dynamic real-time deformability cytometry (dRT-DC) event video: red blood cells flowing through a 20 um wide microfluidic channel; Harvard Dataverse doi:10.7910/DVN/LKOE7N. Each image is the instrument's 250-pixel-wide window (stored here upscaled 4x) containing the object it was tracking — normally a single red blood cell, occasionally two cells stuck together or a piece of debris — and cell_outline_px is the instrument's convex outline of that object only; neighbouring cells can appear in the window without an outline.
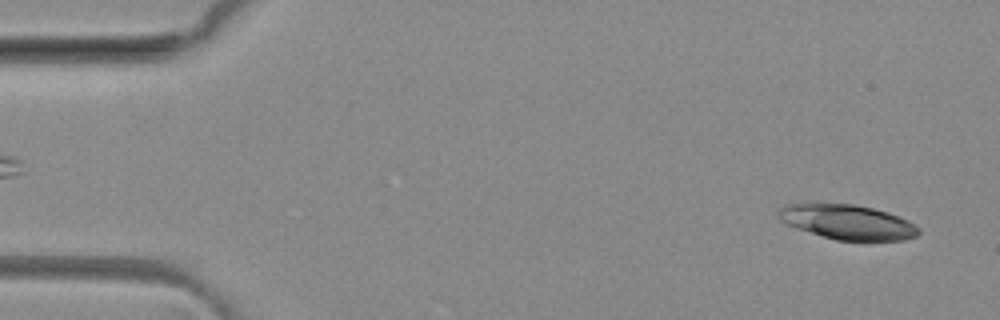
{"species": "common noctule bat (a hibernating species)", "species_latin": "Nyctalus noctula", "temperature_condition": "room temperature", "stored_images_in_passage": 20, "camera_frame_rate_fps": 3000, "um_per_image_px": 0.085, "animal": {"sex": "female", "body_mass_g": 29.2, "forearm_length_mm": 56.3}, "frame": {"image": 1, "passage_image": 3, "time_ms": 0.667, "image_size_px": [1000, 320], "cell_outline_px": [[920, 232], [916, 236], [904, 240], [836, 240], [796, 228], [780, 220], [776, 216], [776, 212], [780, 208], [788, 204], [852, 204], [872, 208], [908, 220], [920, 228]], "centroid_in_image_um": [72.02, 18.88], "position_along_channel_um": 13.0, "area_um2": 27.98}}
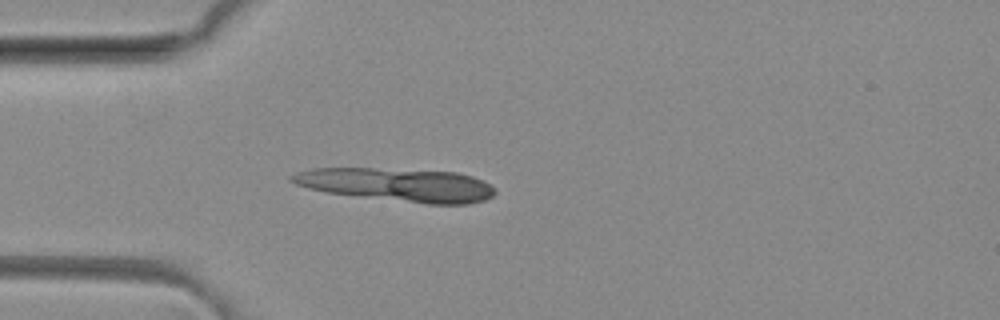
{"frame": {"image": 2, "passage_image": 14, "time_ms": 4.333, "image_size_px": [1000, 320], "cell_outline_px": [[496, 192], [492, 196], [484, 200], [468, 204], [428, 204], [328, 192], [308, 188], [296, 184], [288, 180], [288, 176], [296, 172], [312, 168], [372, 168], [456, 172], [472, 176], [484, 180], [496, 188]], "centroid_in_image_um": [33.79, 15.69], "position_along_channel_um": 51.2, "area_um2": 39.3}}